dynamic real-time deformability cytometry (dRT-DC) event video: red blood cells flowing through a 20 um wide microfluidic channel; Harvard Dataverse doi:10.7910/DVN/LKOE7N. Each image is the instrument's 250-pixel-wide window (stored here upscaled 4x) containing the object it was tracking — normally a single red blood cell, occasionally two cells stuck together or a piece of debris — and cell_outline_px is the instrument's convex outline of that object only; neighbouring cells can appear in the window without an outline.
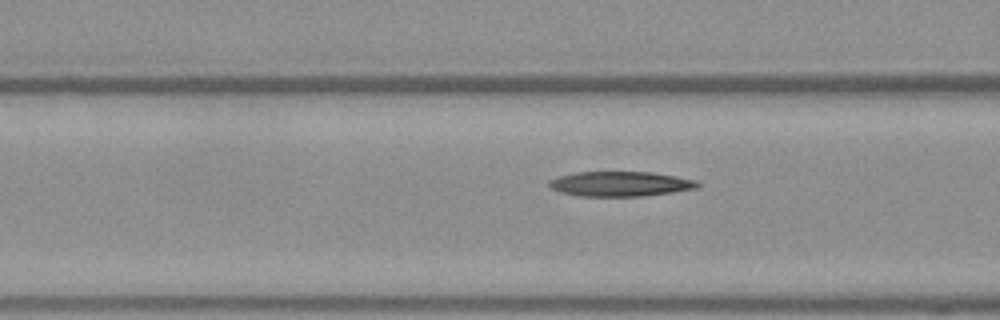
{"species": "Egyptian fruit bat (a non-hibernating species)", "species_latin": "Rousettus aegyptiacus", "temperature_condition": "warm", "stored_images_in_passage": 16, "camera_frame_rate_fps": 3000, "um_per_image_px": 0.085, "frame": {"image": 1, "passage_image": 14, "time_ms": 4.333, "image_size_px": [1000, 320], "cell_outline_px": [[700, 184], [696, 188], [672, 192], [640, 196], [580, 196], [560, 192], [552, 188], [548, 184], [548, 180], [560, 176], [576, 172], [652, 172], [676, 176], [696, 180]], "centroid_in_image_um": [52.71, 15.62], "position_along_channel_um": 113.9, "area_um2": 21.39}}